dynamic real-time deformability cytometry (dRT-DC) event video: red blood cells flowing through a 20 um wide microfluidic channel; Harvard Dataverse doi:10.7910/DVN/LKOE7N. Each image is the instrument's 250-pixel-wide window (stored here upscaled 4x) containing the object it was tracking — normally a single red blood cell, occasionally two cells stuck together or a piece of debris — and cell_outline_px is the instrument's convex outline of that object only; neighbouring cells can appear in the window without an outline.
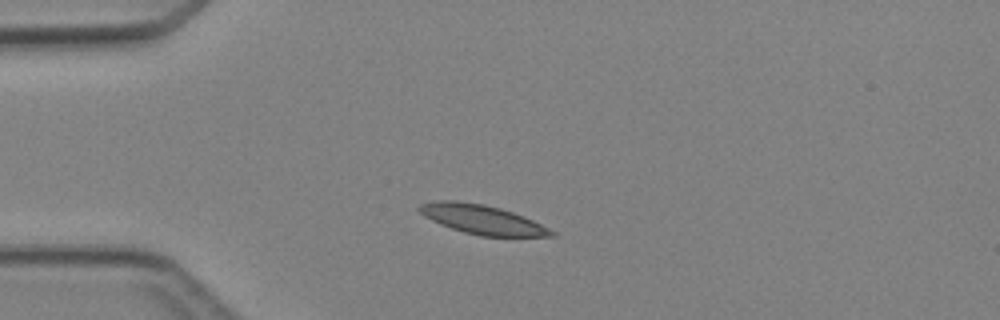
{"species": "Egyptian fruit bat (a non-hibernating species)", "species_latin": "Rousettus aegyptiacus", "temperature_condition": "cold", "stored_images_in_passage": 3, "camera_frame_rate_fps": 3000, "um_per_image_px": 0.085, "animal": {"sex": "female"}, "frame": {"image": 1, "passage_image": 1, "time_ms": 0.0, "image_size_px": [1000, 320], "cell_outline_px": [[556, 236], [480, 236], [464, 232], [440, 224], [424, 216], [416, 208], [420, 204], [432, 200], [456, 200], [484, 204], [500, 208], [524, 216], [556, 232]], "centroid_in_image_um": [40.94, 18.64], "position_along_channel_um": 44.1, "area_um2": 22.48}}
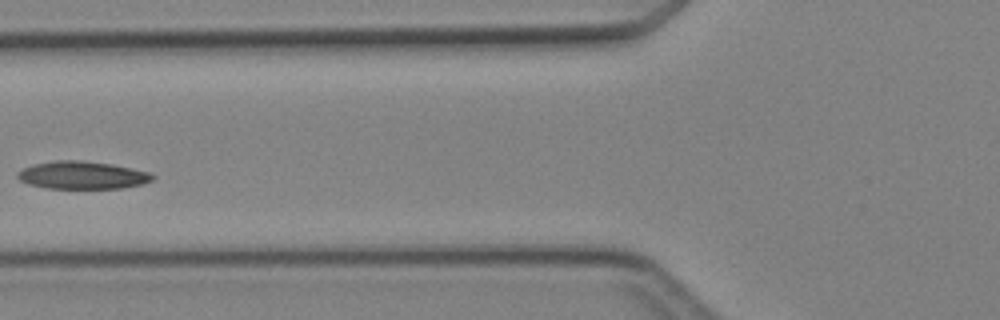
{"frame": {"image": 2, "passage_image": 3, "time_ms": 2.333, "image_size_px": [1000, 320], "cell_outline_px": [[156, 176], [152, 180], [144, 184], [120, 188], [48, 188], [28, 184], [20, 180], [16, 176], [16, 172], [32, 164], [56, 160], [80, 160], [112, 164], [148, 172]], "centroid_in_image_um": [6.97, 14.88], "position_along_channel_um": 118.8, "area_um2": 21.79}}